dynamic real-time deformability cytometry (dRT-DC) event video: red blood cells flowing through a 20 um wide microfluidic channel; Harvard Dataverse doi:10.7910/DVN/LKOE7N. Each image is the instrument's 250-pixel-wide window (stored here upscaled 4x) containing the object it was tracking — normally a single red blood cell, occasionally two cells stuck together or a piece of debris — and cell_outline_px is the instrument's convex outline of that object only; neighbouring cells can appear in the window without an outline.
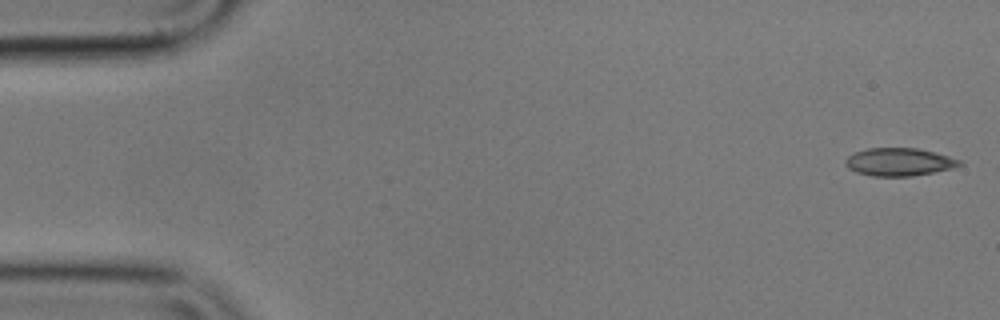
{"species": "common noctule bat (a hibernating species)", "species_latin": "Nyctalus noctula", "temperature_condition": "cold", "stored_images_in_passage": 54, "camera_frame_rate_fps": 3000, "um_per_image_px": 0.085, "animal": {"sex": "male", "body_mass_g": 17.9}, "frame": {"image": 1, "passage_image": 1, "time_ms": 0.0, "image_size_px": [1000, 320], "cell_outline_px": [[964, 164], [952, 168], [912, 176], [872, 176], [856, 172], [848, 168], [844, 164], [844, 160], [848, 156], [856, 152], [868, 148], [916, 148], [948, 156], [960, 160]], "centroid_in_image_um": [76.39, 13.77], "position_along_channel_um": 8.6, "area_um2": 18.38}}
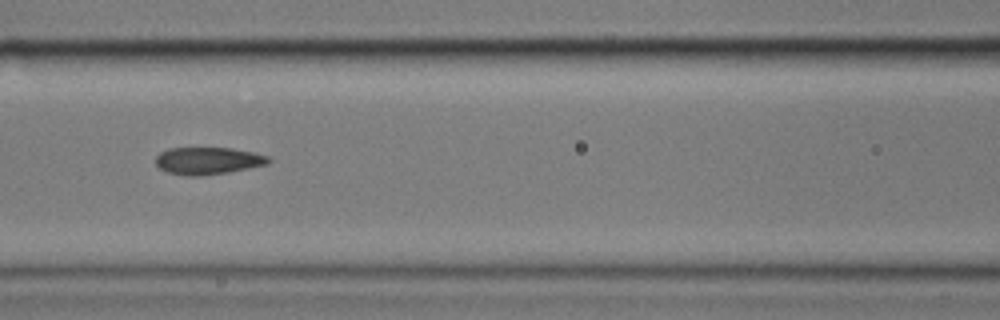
{"frame": {"image": 2, "passage_image": 23, "time_ms": 7.333, "image_size_px": [1000, 320], "cell_outline_px": [[272, 160], [268, 164], [228, 172], [200, 176], [184, 176], [168, 172], [160, 168], [156, 164], [156, 156], [160, 152], [168, 148], [232, 148], [252, 152], [268, 156]], "centroid_in_image_um": [17.67, 13.66], "position_along_channel_um": 148.9, "area_um2": 17.92}}
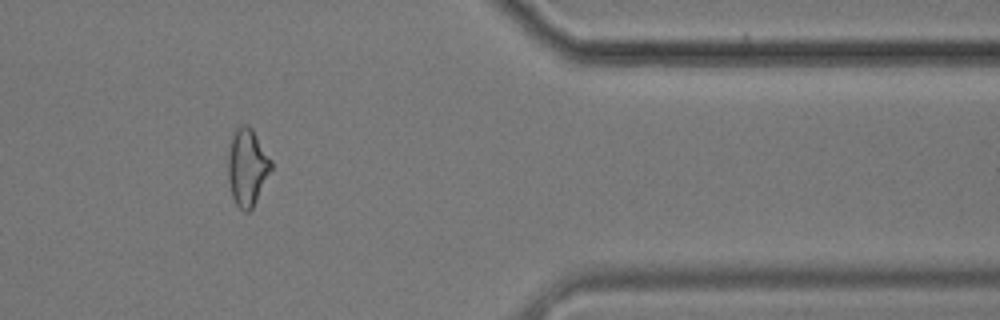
{"frame": {"image": 3, "passage_image": 45, "time_ms": 14.667, "image_size_px": [1000, 320], "cell_outline_px": [[272, 168], [252, 208], [248, 212], [244, 212], [236, 204], [232, 196], [228, 180], [228, 152], [232, 132], [236, 124], [248, 124], [252, 128], [272, 160]], "centroid_in_image_um": [20.99, 14.14], "position_along_channel_um": 390.4, "area_um2": 19.59}, "authors_computed_cell_mechanics": {"area_um2": 18.496, "velocity_mm_per_s": 3.6001, "shape_relaxation_time_tau1_ms": 8.6652, "shape_relaxation_time_tau2_ms": 2.2469, "deformation_change_tau1": 0.2104, "deformation_change_tau2": 0.0898}}